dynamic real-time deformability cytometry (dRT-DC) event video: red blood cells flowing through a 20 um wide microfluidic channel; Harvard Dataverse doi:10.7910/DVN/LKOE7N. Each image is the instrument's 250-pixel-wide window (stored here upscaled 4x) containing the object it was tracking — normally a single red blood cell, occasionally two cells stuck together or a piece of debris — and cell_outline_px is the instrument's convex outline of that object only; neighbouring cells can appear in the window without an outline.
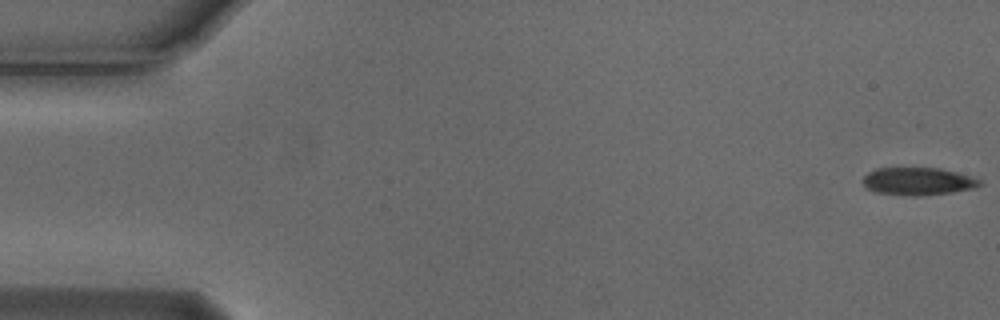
{"species": "Egyptian fruit bat (a non-hibernating species)", "species_latin": "Rousettus aegyptiacus", "temperature_condition": "cold", "stored_images_in_passage": 54, "camera_frame_rate_fps": 3000, "um_per_image_px": 0.085, "animal": {"sex": "male"}, "frame": {"image": 1, "passage_image": 1, "time_ms": 0.0, "image_size_px": [1000, 320], "cell_outline_px": [[984, 184], [976, 188], [952, 192], [920, 196], [912, 196], [876, 192], [864, 188], [860, 180], [868, 172], [876, 168], [940, 168], [956, 172], [980, 180]], "centroid_in_image_um": [77.98, 15.42], "position_along_channel_um": 7.0, "area_um2": 19.02}}
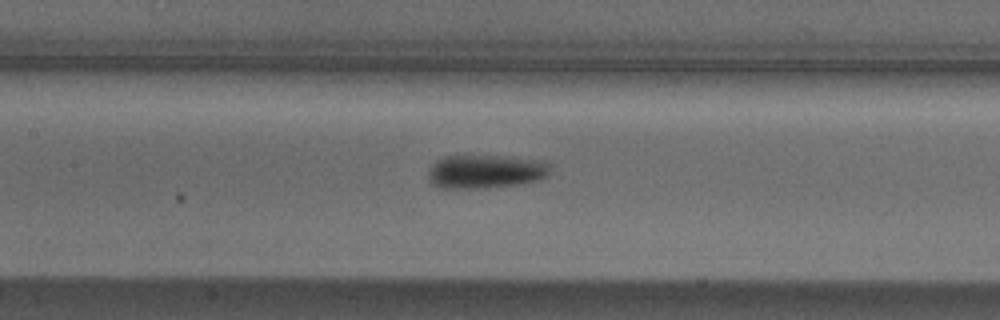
{"frame": {"image": 2, "passage_image": 25, "time_ms": 8.0, "image_size_px": [1000, 320], "cell_outline_px": [[552, 164], [548, 176], [540, 180], [516, 184], [484, 188], [440, 188], [432, 184], [428, 180], [428, 168], [436, 160], [444, 156], [504, 156], [548, 160]], "centroid_in_image_um": [41.31, 14.57], "position_along_channel_um": 166.1, "area_um2": 24.39}}
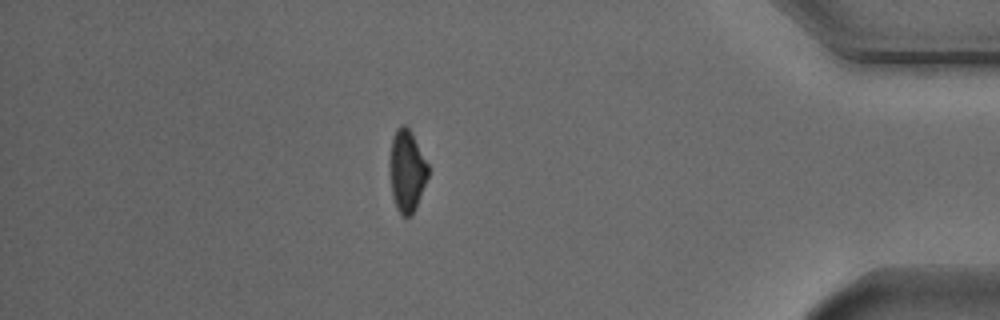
{"frame": {"image": 3, "passage_image": 47, "time_ms": 15.333, "image_size_px": [1000, 320], "cell_outline_px": [[428, 176], [416, 208], [412, 216], [400, 216], [396, 208], [392, 196], [388, 172], [388, 160], [392, 136], [396, 128], [400, 124], [404, 124], [412, 132], [428, 164]], "centroid_in_image_um": [34.54, 14.52], "position_along_channel_um": 400.7, "area_um2": 18.96}, "authors_computed_cell_mechanics": {"area_um2": 20.808, "velocity_mm_per_s": 3.7762, "shape_relaxation_time_tau1_ms": 3.4973, "shape_relaxation_time_tau2_ms": null, "deformation_change_tau1": 0.1291, "deformation_change_tau2": null}}